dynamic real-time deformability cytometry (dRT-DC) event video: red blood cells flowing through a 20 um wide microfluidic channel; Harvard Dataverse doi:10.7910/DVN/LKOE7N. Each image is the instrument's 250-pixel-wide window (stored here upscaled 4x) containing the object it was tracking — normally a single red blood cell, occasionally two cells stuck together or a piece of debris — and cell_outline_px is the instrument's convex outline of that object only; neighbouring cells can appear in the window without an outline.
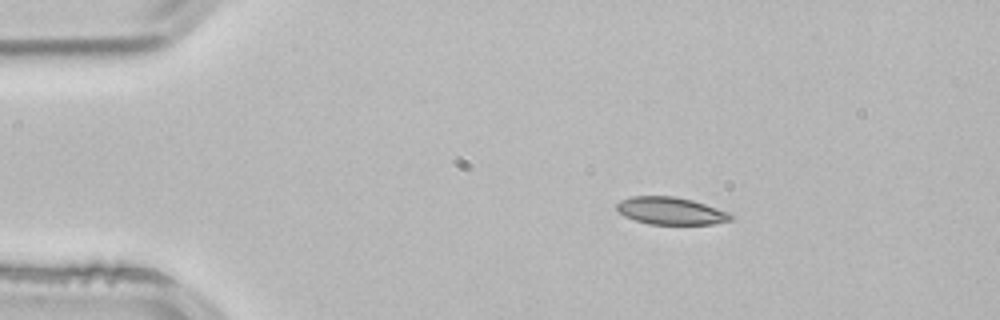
{"species": "common noctule bat (a hibernating species)", "species_latin": "Nyctalus noctula", "temperature_condition": "room temperature", "stored_images_in_passage": 2, "camera_frame_rate_fps": 3000, "um_per_image_px": 0.085, "animal": {"sex": "male", "body_mass_g": 21.5, "forearm_length_mm": 52.0}, "frame": {"image": 1, "passage_image": 1, "time_ms": 0.0, "image_size_px": [1000, 320], "cell_outline_px": [[732, 220], [712, 224], [648, 224], [624, 216], [616, 208], [616, 204], [620, 200], [632, 196], [676, 196], [692, 200], [728, 212], [732, 216]], "centroid_in_image_um": [56.99, 17.92], "position_along_channel_um": 28.0, "area_um2": 18.09}}